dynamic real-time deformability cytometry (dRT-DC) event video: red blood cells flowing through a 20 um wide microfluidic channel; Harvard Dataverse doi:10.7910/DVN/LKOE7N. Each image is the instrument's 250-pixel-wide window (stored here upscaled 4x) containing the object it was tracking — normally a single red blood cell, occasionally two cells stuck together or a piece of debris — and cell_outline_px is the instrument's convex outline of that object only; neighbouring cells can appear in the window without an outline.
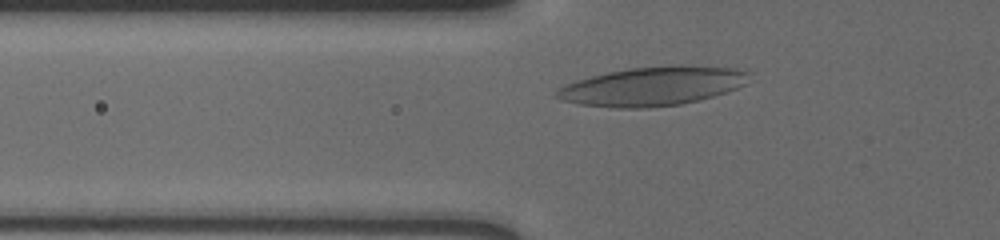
{"species": "human", "species_latin": "Homo sapiens", "temperature_condition": "cold", "stored_images_in_passage": 40, "camera_frame_rate_fps": 3000, "um_per_image_px": 0.085, "donor": {"sex": "male"}, "frame": {"image": 1, "passage_image": 10, "time_ms": 3.0, "image_size_px": [1000, 240], "cell_outline_px": [[748, 72], [744, 84], [736, 88], [712, 96], [680, 104], [648, 108], [616, 108], [580, 104], [560, 100], [556, 96], [556, 88], [576, 80], [608, 72], [628, 68], [676, 64], [736, 68]], "centroid_in_image_um": [55.41, 7.32], "position_along_channel_um": 70.4, "area_um2": 43.52}}
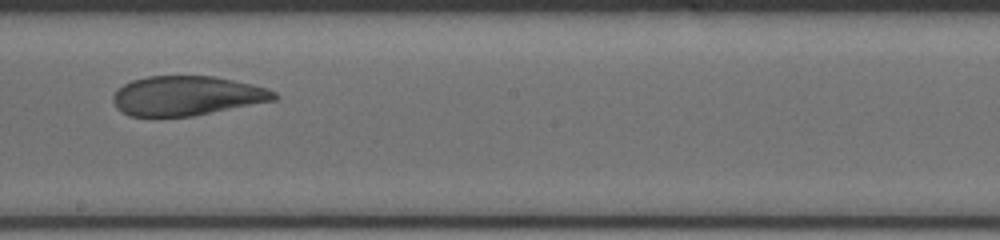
{"frame": {"image": 2, "passage_image": 24, "time_ms": 7.667, "image_size_px": [1000, 240], "cell_outline_px": [[280, 96], [276, 100], [192, 116], [128, 116], [116, 108], [112, 100], [112, 96], [124, 84], [132, 80], [148, 76], [216, 76], [252, 84], [268, 88], [276, 92]], "centroid_in_image_um": [15.9, 8.14], "position_along_channel_um": 232.3, "area_um2": 37.17}}
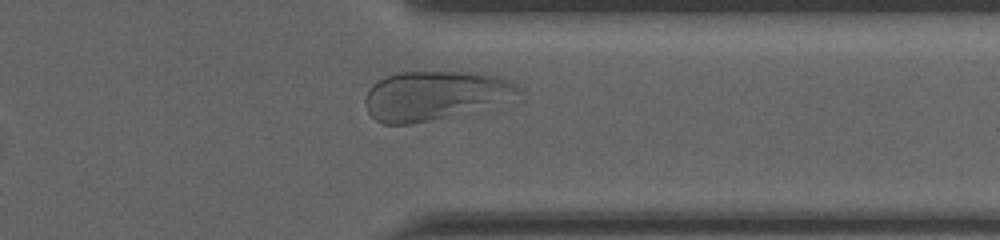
{"frame": {"image": 3, "passage_image": 36, "time_ms": 11.667, "image_size_px": [1000, 240], "cell_outline_px": [[524, 100], [448, 116], [408, 124], [384, 124], [376, 120], [368, 112], [364, 100], [372, 84], [388, 76], [400, 72], [476, 72], [508, 80], [524, 88]], "centroid_in_image_um": [37.12, 8.12], "position_along_channel_um": 374.3, "area_um2": 44.51}, "authors_computed_cell_mechanics": {"area_um2": 40.749, "velocity_mm_per_s": 3.5547, "shape_relaxation_time_tau1_ms": 7.8657, "shape_relaxation_time_tau2_ms": 1.2334, "deformation_change_tau1": 0.1581, "deformation_change_tau2": 0.0685}}